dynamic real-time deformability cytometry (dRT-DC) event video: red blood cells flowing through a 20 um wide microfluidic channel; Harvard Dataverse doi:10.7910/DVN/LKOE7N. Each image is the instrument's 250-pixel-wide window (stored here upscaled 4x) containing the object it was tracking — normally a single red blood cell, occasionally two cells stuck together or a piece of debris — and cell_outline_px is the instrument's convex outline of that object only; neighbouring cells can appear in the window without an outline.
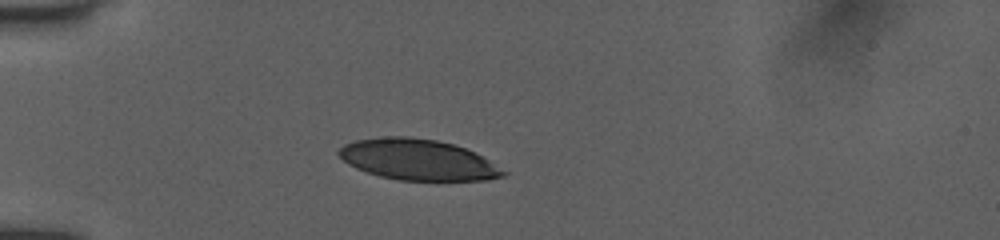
{"species": "human", "species_latin": "Homo sapiens", "temperature_condition": "room temperature", "stored_images_in_passage": 38, "camera_frame_rate_fps": 3000, "um_per_image_px": 0.085, "donor": {"sex": "female"}, "frame": {"image": 1, "passage_image": 1, "time_ms": 0.0, "image_size_px": [1000, 240], "cell_outline_px": [[508, 172], [504, 176], [488, 180], [400, 180], [380, 176], [356, 168], [348, 164], [336, 152], [344, 144], [356, 140], [384, 136], [408, 136], [436, 140], [452, 144], [464, 148], [488, 160]], "centroid_in_image_um": [35.5, 13.57], "position_along_channel_um": 49.5, "area_um2": 38.84}}
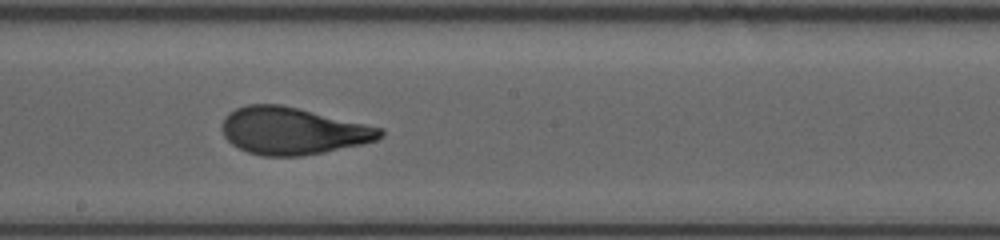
{"frame": {"image": 2, "passage_image": 15, "time_ms": 5.0, "image_size_px": [1000, 240], "cell_outline_px": [[384, 136], [376, 140], [364, 144], [324, 152], [300, 156], [260, 156], [248, 152], [232, 144], [224, 136], [224, 120], [228, 112], [236, 108], [248, 104], [280, 104], [384, 128]], "centroid_in_image_um": [24.92, 11.13], "position_along_channel_um": 223.3, "area_um2": 43.29}}
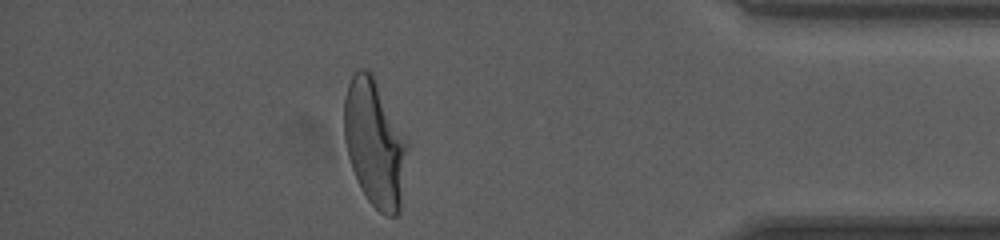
{"frame": {"image": 3, "passage_image": 32, "time_ms": 10.333, "image_size_px": [1000, 240], "cell_outline_px": [[408, 148], [400, 212], [396, 216], [384, 216], [368, 200], [352, 168], [348, 156], [344, 140], [344, 100], [348, 84], [352, 76], [360, 68], [364, 68], [372, 72], [408, 140]], "centroid_in_image_um": [31.87, 12.16], "position_along_channel_um": 403.3, "area_um2": 46.88}, "authors_computed_cell_mechanics": {"area_um2": 43.7257, "velocity_mm_per_s": 3.9881, "shape_relaxation_time_tau1_ms": 4.8714, "shape_relaxation_time_tau2_ms": 0.6974, "deformation_change_tau1": 0.2088, "deformation_change_tau2": 0.0683}}